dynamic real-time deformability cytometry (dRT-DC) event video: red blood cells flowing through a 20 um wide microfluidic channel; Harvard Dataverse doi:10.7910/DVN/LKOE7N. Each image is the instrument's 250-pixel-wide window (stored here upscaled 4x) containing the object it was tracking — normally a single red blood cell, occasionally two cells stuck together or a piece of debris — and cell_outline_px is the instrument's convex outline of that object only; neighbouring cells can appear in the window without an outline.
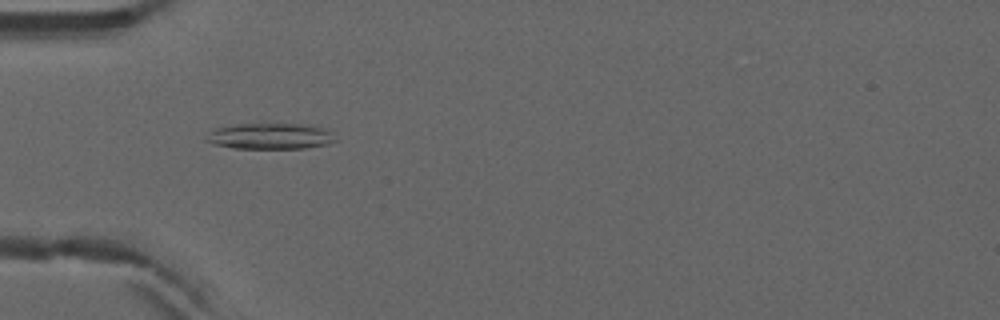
{"species": "common noctule bat (a hibernating species)", "species_latin": "Nyctalus noctula", "temperature_condition": "warm", "stored_images_in_passage": 52, "camera_frame_rate_fps": 3000, "um_per_image_px": 0.085, "animal": {"sex": "male", "forearm_length_mm": 52.5}, "frame": {"image": 1, "passage_image": 17, "time_ms": 5.333, "image_size_px": [1000, 320], "cell_outline_px": [[336, 140], [328, 144], [304, 148], [232, 148], [212, 144], [204, 140], [208, 132], [216, 128], [236, 124], [260, 120], [264, 120], [308, 124], [328, 128]], "centroid_in_image_um": [22.95, 11.51], "position_along_channel_um": 62.0, "area_um2": 20.81}}
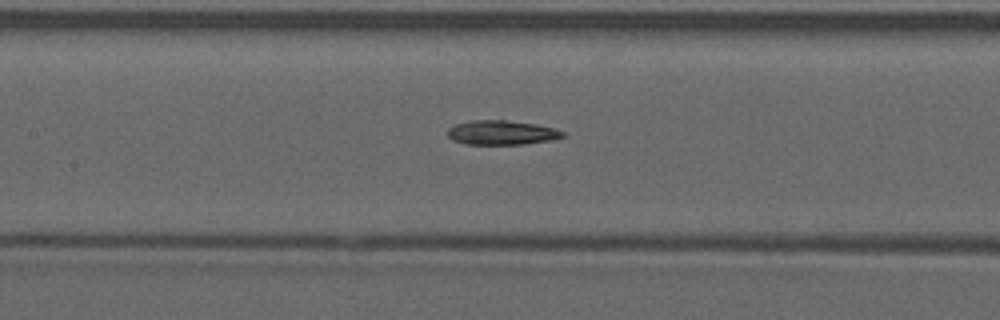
{"frame": {"image": 2, "passage_image": 25, "time_ms": 8.0, "image_size_px": [1000, 320], "cell_outline_px": [[564, 136], [552, 140], [524, 144], [468, 144], [452, 140], [448, 136], [448, 128], [456, 124], [472, 120], [508, 120], [536, 124], [556, 128], [564, 132]], "centroid_in_image_um": [42.66, 11.26], "position_along_channel_um": 164.7, "area_um2": 16.36}}
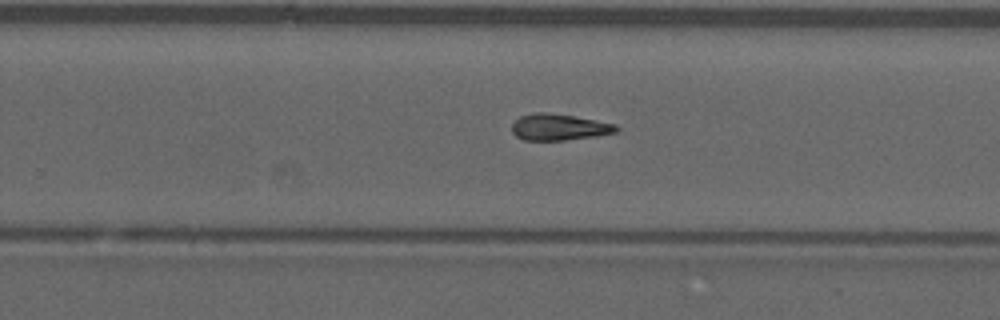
{"frame": {"image": 3, "passage_image": 34, "time_ms": 11.0, "image_size_px": [1000, 320], "cell_outline_px": [[620, 132], [596, 136], [564, 140], [524, 140], [516, 136], [512, 132], [512, 124], [520, 116], [532, 112], [544, 112], [572, 116], [616, 124], [620, 128]], "centroid_in_image_um": [47.53, 10.81], "position_along_channel_um": 282.3, "area_um2": 16.07}, "authors_computed_cell_mechanics": {"area_um2": 16.6175, "velocity_mm_per_s": 3.9364, "shape_relaxation_time_tau1_ms": null, "shape_relaxation_time_tau2_ms": 6.7077, "deformation_change_tau1": null, "deformation_change_tau2": 0.1782}}